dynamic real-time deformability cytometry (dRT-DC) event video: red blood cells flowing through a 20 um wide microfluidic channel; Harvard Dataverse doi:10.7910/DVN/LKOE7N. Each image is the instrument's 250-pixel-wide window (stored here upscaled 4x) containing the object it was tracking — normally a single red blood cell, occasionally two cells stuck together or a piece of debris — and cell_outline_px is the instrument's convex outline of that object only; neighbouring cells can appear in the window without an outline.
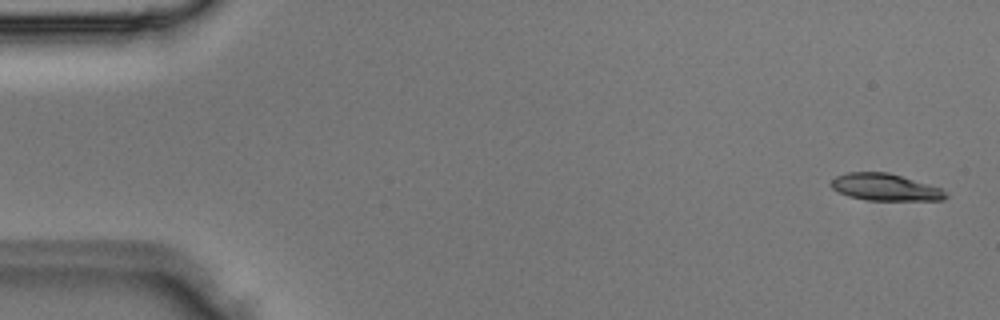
{"species": "Egyptian fruit bat (a non-hibernating species)", "species_latin": "Rousettus aegyptiacus", "temperature_condition": "room temperature", "stored_images_in_passage": 5, "camera_frame_rate_fps": 3000, "um_per_image_px": 0.085, "animal": {"sex": "male"}, "frame": {"image": 1, "passage_image": 1, "time_ms": 0.0, "image_size_px": [1000, 320], "cell_outline_px": [[948, 196], [944, 200], [864, 200], [848, 196], [832, 188], [832, 180], [836, 176], [848, 172], [888, 172], [940, 188], [948, 192]], "centroid_in_image_um": [75.25, 15.92], "position_along_channel_um": 9.7, "area_um2": 17.86}}
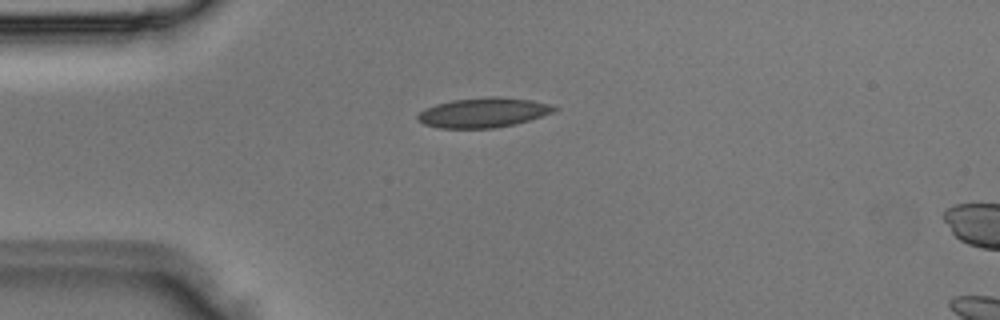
{"frame": {"image": 2, "passage_image": 4, "time_ms": 1.0, "image_size_px": [1000, 320], "cell_outline_px": [[560, 108], [552, 112], [528, 120], [512, 124], [492, 128], [440, 128], [424, 124], [416, 116], [424, 108], [436, 104], [452, 100], [488, 96], [500, 96], [532, 100], [548, 104]], "centroid_in_image_um": [41.06, 9.55], "position_along_channel_um": 43.9, "area_um2": 23.47}}